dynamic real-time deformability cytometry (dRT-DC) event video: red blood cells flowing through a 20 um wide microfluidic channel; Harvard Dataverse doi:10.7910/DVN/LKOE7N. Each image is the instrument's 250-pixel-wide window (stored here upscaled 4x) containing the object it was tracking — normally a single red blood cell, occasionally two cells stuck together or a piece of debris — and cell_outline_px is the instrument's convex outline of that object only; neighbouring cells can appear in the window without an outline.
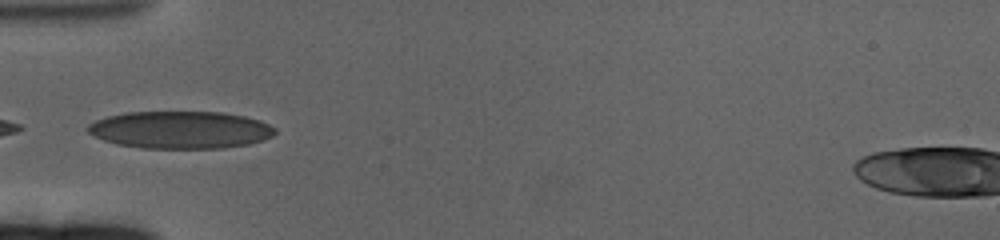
{"species": "human", "species_latin": "Homo sapiens", "temperature_condition": "cold", "stored_images_in_passage": 42, "camera_frame_rate_fps": 3000, "um_per_image_px": 0.085, "donor": {"sex": "female"}, "frame": {"image": 1, "passage_image": 1, "time_ms": 0.0, "image_size_px": [1000, 240], "cell_outline_px": [[276, 132], [272, 136], [264, 140], [248, 144], [224, 148], [140, 148], [116, 144], [104, 140], [88, 132], [84, 128], [88, 124], [96, 120], [108, 116], [124, 112], [220, 112], [244, 116], [260, 120], [276, 128]], "centroid_in_image_um": [15.32, 11.04], "position_along_channel_um": 69.7, "area_um2": 40.98}}
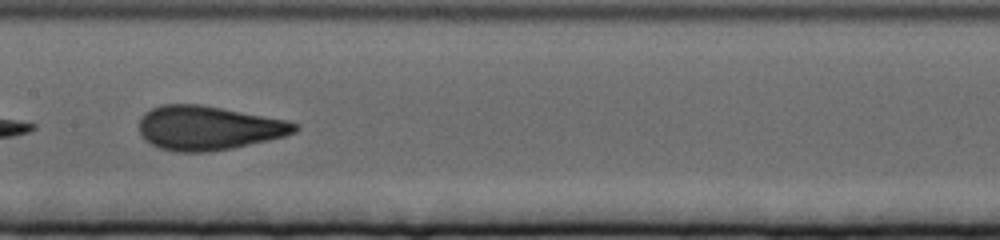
{"frame": {"image": 2, "passage_image": 12, "time_ms": 3.667, "image_size_px": [1000, 240], "cell_outline_px": [[300, 128], [296, 132], [284, 136], [268, 140], [232, 148], [208, 152], [176, 152], [160, 148], [144, 140], [140, 132], [140, 120], [144, 112], [160, 104], [200, 104], [288, 120], [300, 124]], "centroid_in_image_um": [17.73, 10.87], "position_along_channel_um": 189.7, "area_um2": 40.17}}
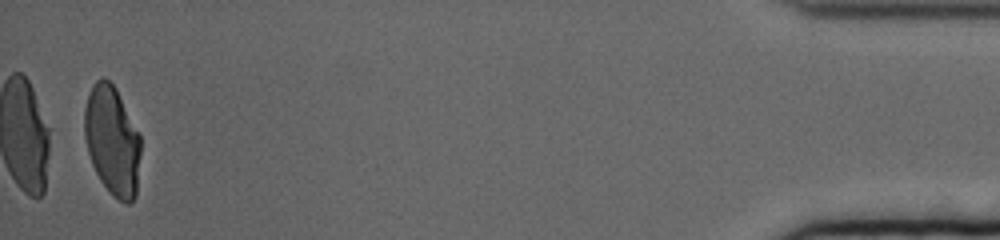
{"frame": {"image": 3, "passage_image": 41, "time_ms": 13.333, "image_size_px": [1000, 240], "cell_outline_px": [[140, 152], [136, 196], [128, 204], [124, 204], [112, 196], [108, 192], [100, 180], [92, 164], [88, 152], [84, 136], [84, 108], [92, 84], [96, 80], [104, 76], [116, 88], [140, 136]], "centroid_in_image_um": [9.52, 11.97], "position_along_channel_um": 425.7, "area_um2": 35.89}, "authors_computed_cell_mechanics": {"area_um2": 38.8705, "velocity_mm_per_s": 3.2706, "shape_relaxation_time_tau1_ms": 8.0186, "shape_relaxation_time_tau2_ms": 0.8471, "deformation_change_tau1": 0.2373, "deformation_change_tau2": 0.0711}}